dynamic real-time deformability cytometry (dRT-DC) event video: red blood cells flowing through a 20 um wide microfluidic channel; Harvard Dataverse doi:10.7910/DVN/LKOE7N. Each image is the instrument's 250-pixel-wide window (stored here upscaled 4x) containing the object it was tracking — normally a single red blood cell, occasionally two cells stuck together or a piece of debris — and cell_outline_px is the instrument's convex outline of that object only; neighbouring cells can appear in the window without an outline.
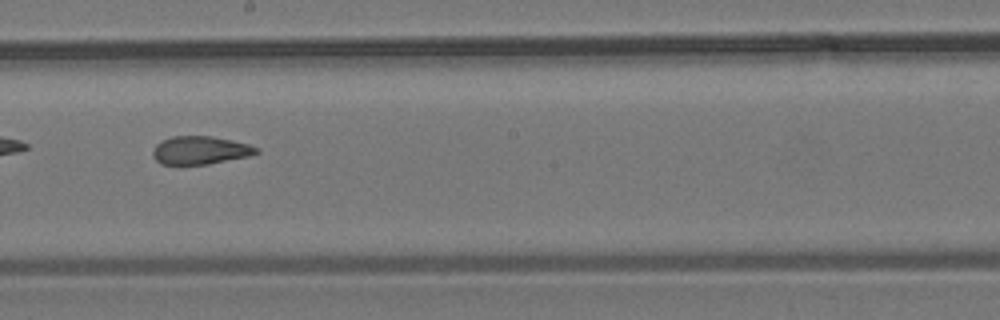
{"species": "common noctule bat (a hibernating species)", "species_latin": "Nyctalus noctula", "temperature_condition": "room temperature", "stored_images_in_passage": 34, "camera_frame_rate_fps": 3000, "um_per_image_px": 0.085, "animal": {"sex": "male", "body_mass_g": 19.2, "forearm_length_mm": 51.8}, "frame": {"image": 1, "passage_image": 15, "time_ms": 4.667, "image_size_px": [1000, 320], "cell_outline_px": [[260, 152], [248, 156], [208, 164], [160, 164], [152, 156], [152, 152], [156, 144], [160, 140], [172, 136], [212, 136], [232, 140], [248, 144], [260, 148]], "centroid_in_image_um": [17.01, 12.76], "position_along_channel_um": 231.2, "area_um2": 17.05}, "authors_computed_cell_mechanics": {"area_um2": 17.918, "velocity_mm_per_s": 3.8565, "shape_relaxation_time_tau1_ms": null, "shape_relaxation_time_tau2_ms": 1.4882, "deformation_change_tau1": null, "deformation_change_tau2": 0.0833}}